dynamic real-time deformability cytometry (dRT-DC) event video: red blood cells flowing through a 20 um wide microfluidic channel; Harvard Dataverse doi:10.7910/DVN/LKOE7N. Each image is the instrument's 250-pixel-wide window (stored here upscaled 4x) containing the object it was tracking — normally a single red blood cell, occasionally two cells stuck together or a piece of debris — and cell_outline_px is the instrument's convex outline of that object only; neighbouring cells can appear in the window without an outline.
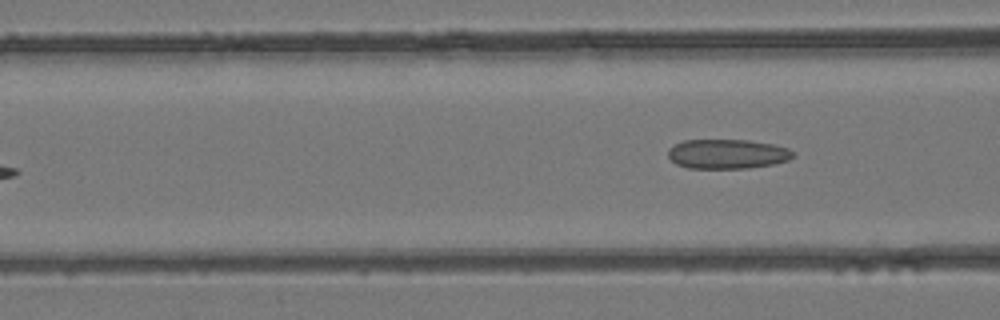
{"species": "common noctule bat (a hibernating species)", "species_latin": "Nyctalus noctula", "temperature_condition": "room temperature", "stored_images_in_passage": 6, "camera_frame_rate_fps": 3000, "um_per_image_px": 0.085, "animal": {"sex": "female", "body_mass_g": 24.6, "forearm_length_mm": 56.2}, "frame": {"image": 1, "passage_image": 6, "time_ms": 1.667, "image_size_px": [1000, 320], "cell_outline_px": [[796, 156], [788, 160], [772, 164], [748, 168], [688, 168], [676, 164], [668, 156], [668, 148], [684, 140], [748, 140], [772, 144], [788, 148]], "centroid_in_image_um": [61.81, 13.09], "position_along_channel_um": 104.8, "area_um2": 21.44}}